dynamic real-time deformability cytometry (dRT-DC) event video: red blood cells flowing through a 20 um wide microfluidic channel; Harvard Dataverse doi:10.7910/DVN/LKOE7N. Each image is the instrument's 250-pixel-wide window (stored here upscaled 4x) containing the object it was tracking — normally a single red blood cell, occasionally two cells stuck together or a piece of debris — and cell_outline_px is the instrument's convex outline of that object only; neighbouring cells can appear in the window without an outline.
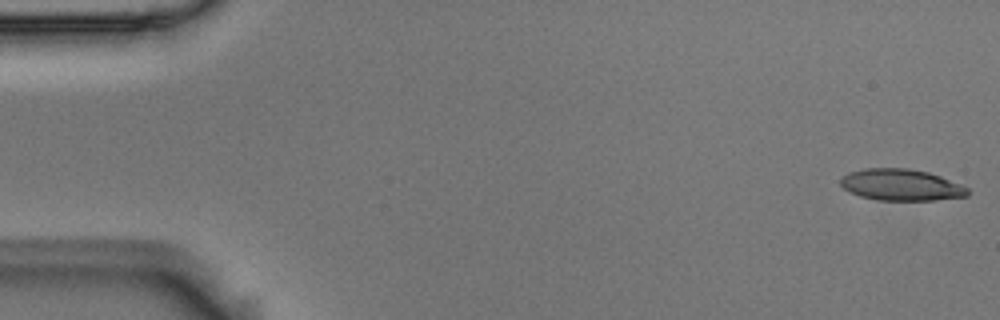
{"species": "Egyptian fruit bat (a non-hibernating species)", "species_latin": "Rousettus aegyptiacus", "temperature_condition": "room temperature", "stored_images_in_passage": 54, "camera_frame_rate_fps": 3000, "um_per_image_px": 0.085, "animal": {"sex": "male"}, "frame": {"image": 1, "passage_image": 1, "time_ms": 0.0, "image_size_px": [1000, 320], "cell_outline_px": [[968, 196], [932, 200], [876, 200], [860, 196], [848, 192], [840, 184], [840, 180], [848, 172], [864, 168], [908, 168], [928, 172], [940, 176], [968, 188]], "centroid_in_image_um": [76.55, 15.71], "position_along_channel_um": 8.4, "area_um2": 23.29}}
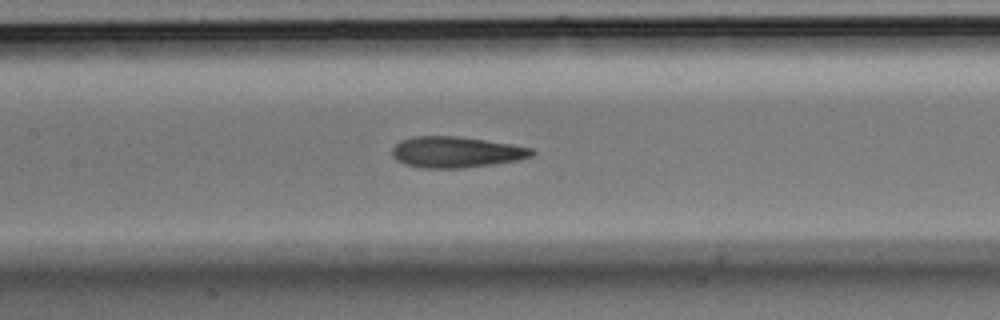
{"frame": {"image": 2, "passage_image": 25, "time_ms": 8.0, "image_size_px": [1000, 320], "cell_outline_px": [[536, 152], [532, 156], [520, 160], [464, 168], [420, 168], [404, 164], [396, 160], [392, 156], [392, 148], [400, 140], [412, 136], [456, 136], [512, 144], [532, 148]], "centroid_in_image_um": [38.75, 12.93], "position_along_channel_um": 168.6, "area_um2": 25.43}}
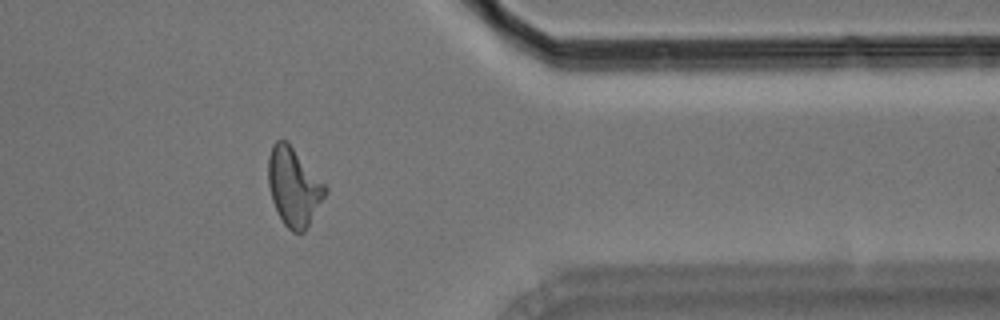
{"frame": {"image": 3, "passage_image": 44, "time_ms": 14.333, "image_size_px": [1000, 320], "cell_outline_px": [[328, 192], [304, 232], [292, 232], [284, 224], [272, 200], [268, 184], [268, 156], [272, 144], [276, 140], [288, 140], [328, 188]], "centroid_in_image_um": [24.97, 15.84], "position_along_channel_um": 386.4, "area_um2": 26.01}, "authors_computed_cell_mechanics": {"area_um2": 24.6228, "velocity_mm_per_s": 3.6926, "shape_relaxation_time_tau1_ms": 10.1864, "shape_relaxation_time_tau2_ms": 2.6587, "deformation_change_tau1": 0.2637, "deformation_change_tau2": 0.1154}}